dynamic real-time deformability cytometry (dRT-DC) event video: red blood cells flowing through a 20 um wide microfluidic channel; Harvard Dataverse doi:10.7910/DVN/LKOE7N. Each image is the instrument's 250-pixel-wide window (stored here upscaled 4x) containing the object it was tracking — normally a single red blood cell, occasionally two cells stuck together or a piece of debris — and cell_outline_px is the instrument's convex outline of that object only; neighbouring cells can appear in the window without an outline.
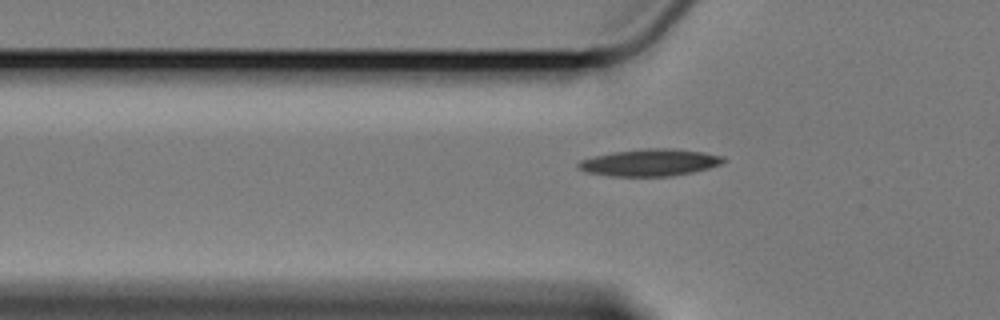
{"species": "Egyptian fruit bat (a non-hibernating species)", "species_latin": "Rousettus aegyptiacus", "temperature_condition": "cold", "stored_images_in_passage": 42, "camera_frame_rate_fps": 3000, "um_per_image_px": 0.085, "animal": {"sex": "female"}, "frame": {"image": 1, "passage_image": 5, "time_ms": 1.333, "image_size_px": [1000, 320], "cell_outline_px": [[728, 160], [720, 164], [708, 168], [692, 172], [672, 176], [608, 176], [584, 172], [576, 168], [576, 164], [580, 160], [592, 156], [612, 152], [648, 148], [672, 148], [700, 152], [724, 156]], "centroid_in_image_um": [55.18, 13.82], "position_along_channel_um": 70.6, "area_um2": 23.0}}
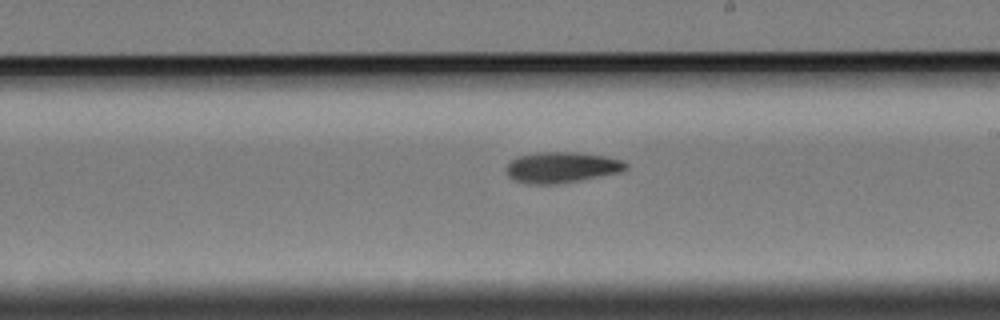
{"frame": {"image": 2, "passage_image": 20, "time_ms": 6.333, "image_size_px": [1000, 320], "cell_outline_px": [[628, 168], [620, 172], [560, 184], [528, 184], [512, 180], [508, 176], [508, 164], [512, 160], [520, 156], [536, 152], [576, 152], [604, 156], [624, 160], [628, 164]], "centroid_in_image_um": [47.76, 14.23], "position_along_channel_um": 241.2, "area_um2": 21.5}}
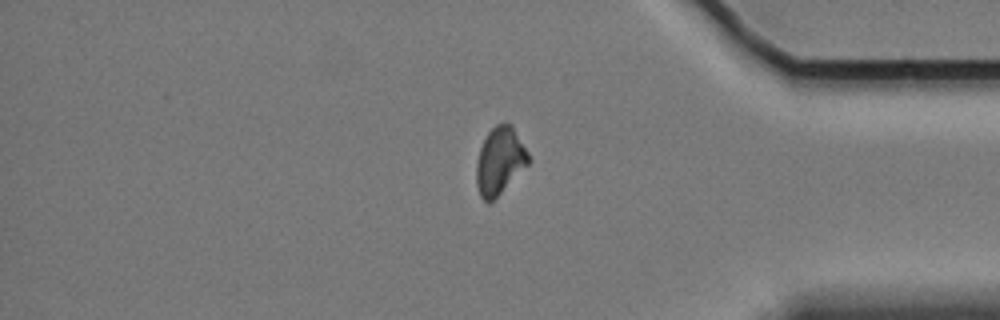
{"frame": {"image": 3, "passage_image": 35, "time_ms": 11.333, "image_size_px": [1000, 320], "cell_outline_px": [[528, 164], [488, 204], [480, 196], [476, 184], [476, 164], [480, 148], [488, 132], [496, 124], [504, 120], [512, 124], [528, 152]], "centroid_in_image_um": [42.46, 13.62], "position_along_channel_um": 392.7, "area_um2": 20.17}}